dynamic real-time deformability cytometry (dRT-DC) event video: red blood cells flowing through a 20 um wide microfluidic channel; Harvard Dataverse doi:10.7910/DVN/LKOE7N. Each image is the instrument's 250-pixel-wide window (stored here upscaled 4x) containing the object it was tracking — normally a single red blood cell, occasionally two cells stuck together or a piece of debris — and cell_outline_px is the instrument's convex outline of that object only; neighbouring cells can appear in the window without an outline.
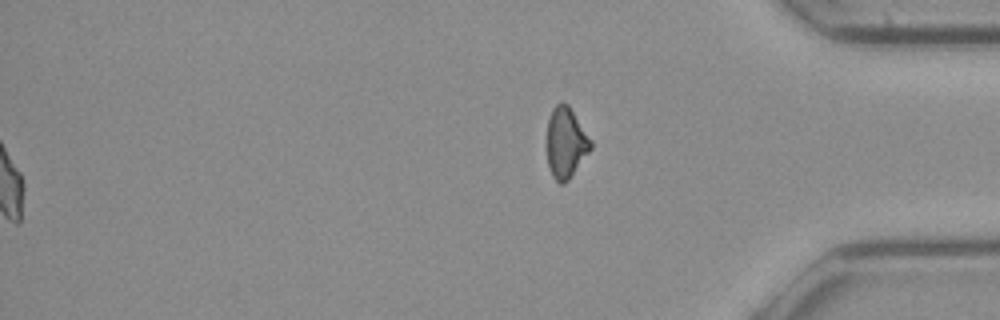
{"species": "common noctule bat (a hibernating species)", "species_latin": "Nyctalus noctula", "temperature_condition": "cold", "stored_images_in_passage": 46, "segment_of_instrument_passage": [2, 2], "camera_frame_rate_fps": 3000, "um_per_image_px": 0.085, "animal": {"sex": "female", "body_mass_g": 21.9}, "frame": {"image": 1, "passage_image": 46, "time_ms": 15.0, "image_size_px": [1000, 320], "cell_outline_px": [[592, 148], [568, 180], [564, 184], [560, 184], [552, 176], [548, 164], [544, 144], [548, 120], [552, 108], [556, 104], [568, 104], [592, 140]], "centroid_in_image_um": [48.06, 12.14], "position_along_channel_um": 387.1, "area_um2": 18.44}}